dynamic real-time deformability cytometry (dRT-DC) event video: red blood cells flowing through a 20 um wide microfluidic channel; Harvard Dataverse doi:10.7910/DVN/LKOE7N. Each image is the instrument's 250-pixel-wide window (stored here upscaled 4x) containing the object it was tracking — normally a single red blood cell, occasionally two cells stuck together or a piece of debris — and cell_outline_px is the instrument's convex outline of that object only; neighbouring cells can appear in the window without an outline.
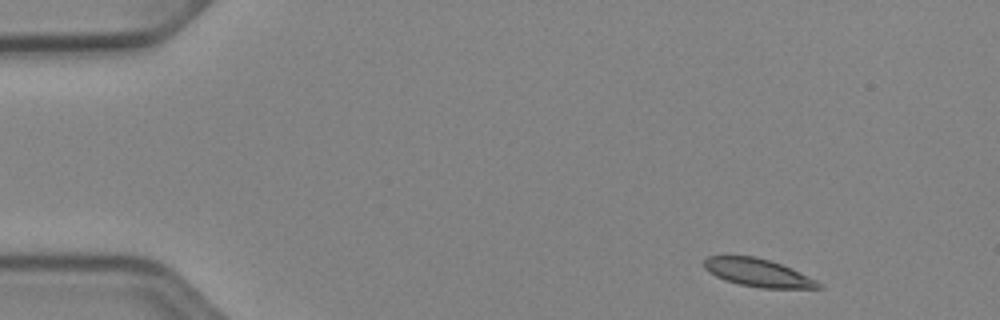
{"species": "Egyptian fruit bat (a non-hibernating species)", "species_latin": "Rousettus aegyptiacus", "temperature_condition": "cold", "stored_images_in_passage": 47, "camera_frame_rate_fps": 3000, "um_per_image_px": 0.085, "animal": {"sex": "female"}, "frame": {"image": 1, "passage_image": 1, "time_ms": 0.0, "image_size_px": [1000, 320], "cell_outline_px": [[824, 288], [760, 288], [740, 284], [724, 280], [708, 272], [704, 268], [704, 260], [708, 256], [752, 256], [768, 260], [780, 264], [816, 280]], "centroid_in_image_um": [64.38, 23.19], "position_along_channel_um": 20.6, "area_um2": 18.26}}
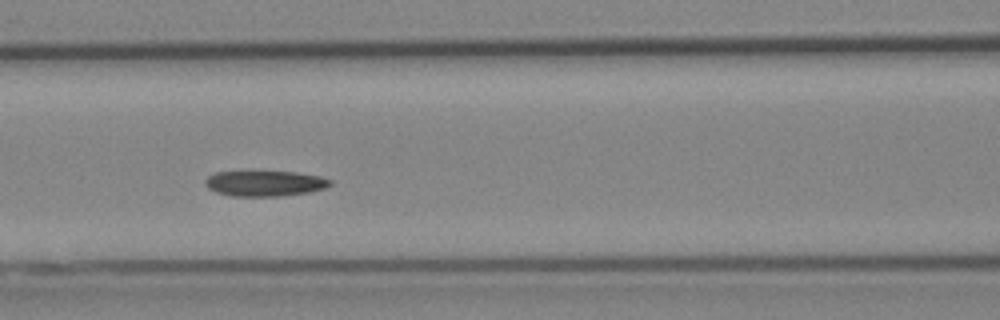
{"frame": {"image": 2, "passage_image": 18, "time_ms": 5.667, "image_size_px": [1000, 320], "cell_outline_px": [[332, 184], [324, 188], [308, 192], [280, 196], [232, 196], [216, 192], [208, 188], [204, 184], [204, 180], [208, 176], [216, 172], [296, 172], [320, 176], [332, 180]], "centroid_in_image_um": [22.5, 15.59], "position_along_channel_um": 144.1, "area_um2": 18.5}}
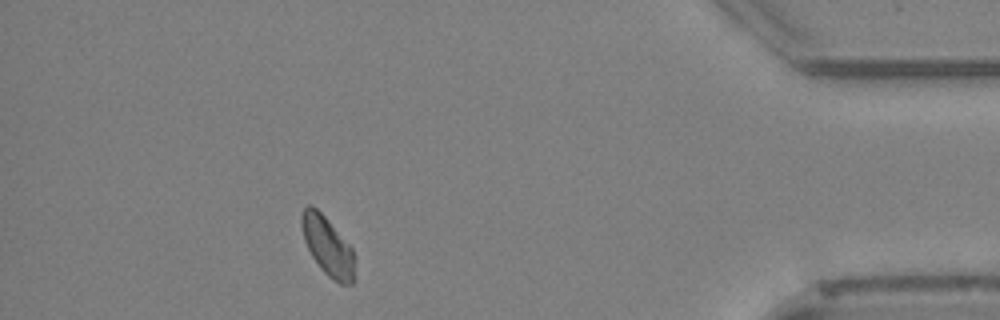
{"frame": {"image": 3, "passage_image": 42, "time_ms": 13.667, "image_size_px": [1000, 320], "cell_outline_px": [[356, 280], [352, 284], [340, 284], [332, 280], [320, 268], [312, 256], [304, 240], [300, 224], [300, 216], [304, 208], [308, 204], [312, 204], [328, 220], [352, 248], [356, 256]], "centroid_in_image_um": [27.89, 20.97], "position_along_channel_um": 407.3, "area_um2": 18.67}, "authors_computed_cell_mechanics": {"area_um2": 18.785, "velocity_mm_per_s": 3.8829, "shape_relaxation_time_tau1_ms": 9.727, "shape_relaxation_time_tau2_ms": null, "deformation_change_tau1": 0.149, "deformation_change_tau2": null}}